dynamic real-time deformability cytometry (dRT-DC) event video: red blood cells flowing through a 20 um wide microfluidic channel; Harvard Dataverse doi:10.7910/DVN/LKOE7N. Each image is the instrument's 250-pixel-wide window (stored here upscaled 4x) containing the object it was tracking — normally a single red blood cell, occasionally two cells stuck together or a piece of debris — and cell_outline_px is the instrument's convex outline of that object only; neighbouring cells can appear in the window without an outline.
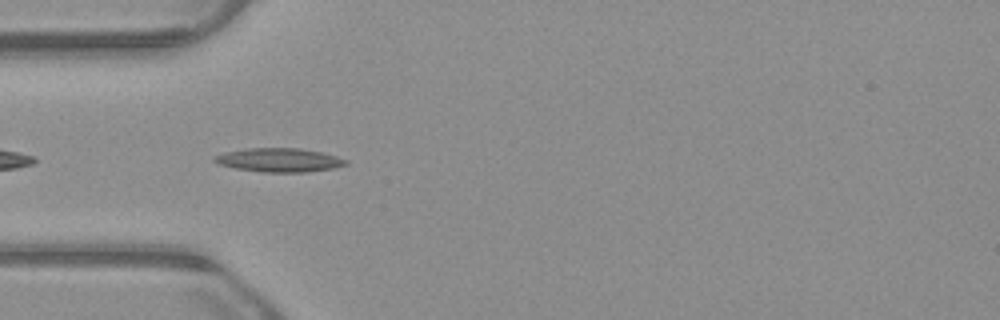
{"species": "common noctule bat (a hibernating species)", "species_latin": "Nyctalus noctula", "temperature_condition": "warm", "stored_images_in_passage": 39, "camera_frame_rate_fps": 3000, "um_per_image_px": 0.085, "animal": {"sex": "male", "body_mass_g": 23.1, "forearm_length_mm": 52.7}, "frame": {"image": 1, "passage_image": 3, "time_ms": 0.667, "image_size_px": [1000, 320], "cell_outline_px": [[348, 164], [332, 168], [304, 172], [260, 172], [236, 168], [220, 164], [212, 160], [212, 156], [224, 152], [244, 148], [300, 148], [320, 152], [336, 156], [348, 160]], "centroid_in_image_um": [23.69, 13.59], "position_along_channel_um": 61.3, "area_um2": 18.21}}
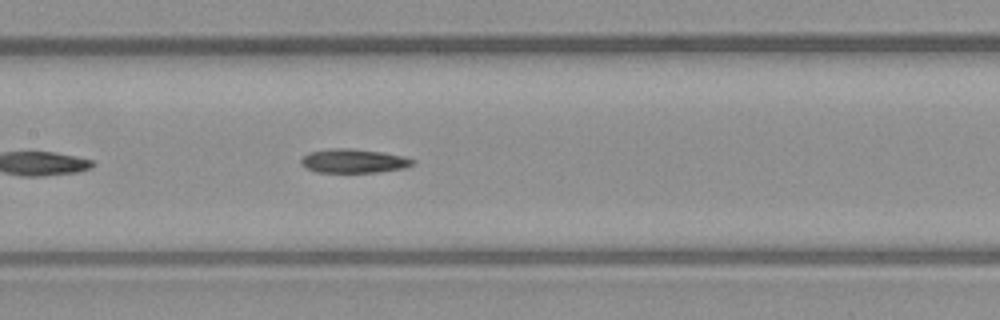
{"frame": {"image": 2, "passage_image": 12, "time_ms": 3.667, "image_size_px": [1000, 320], "cell_outline_px": [[416, 160], [412, 164], [404, 168], [380, 172], [316, 172], [304, 168], [300, 164], [300, 160], [308, 152], [332, 148], [352, 148], [380, 152], [404, 156]], "centroid_in_image_um": [30.02, 13.68], "position_along_channel_um": 177.4, "area_um2": 15.66}}
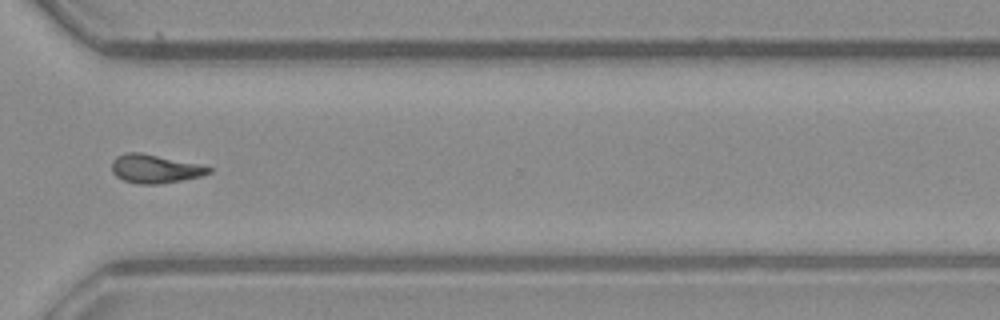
{"frame": {"image": 3, "passage_image": 26, "time_ms": 8.333, "image_size_px": [1000, 320], "cell_outline_px": [[212, 172], [204, 176], [160, 184], [140, 184], [124, 180], [116, 176], [112, 172], [112, 160], [116, 156], [128, 152], [140, 152], [200, 164], [212, 168]], "centroid_in_image_um": [13.19, 14.35], "position_along_channel_um": 357.4, "area_um2": 16.24}}